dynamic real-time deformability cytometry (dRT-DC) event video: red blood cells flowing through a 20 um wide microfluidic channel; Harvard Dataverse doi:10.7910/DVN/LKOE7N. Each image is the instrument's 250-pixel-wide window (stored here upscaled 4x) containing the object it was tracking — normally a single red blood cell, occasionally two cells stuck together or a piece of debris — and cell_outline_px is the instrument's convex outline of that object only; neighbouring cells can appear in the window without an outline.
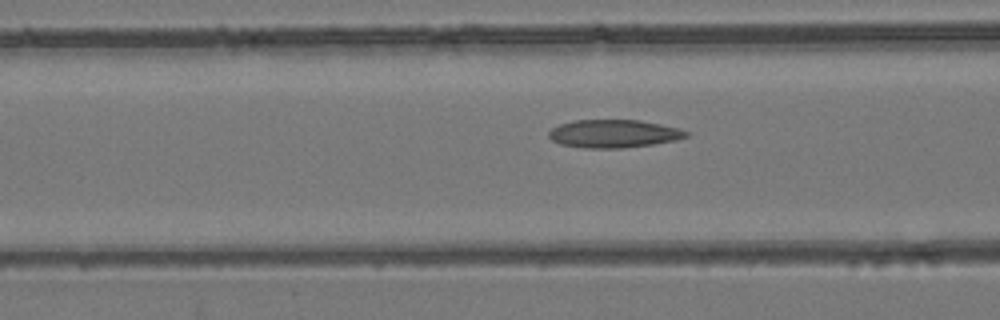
{"species": "common noctule bat (a hibernating species)", "species_latin": "Nyctalus noctula", "temperature_condition": "room temperature", "stored_images_in_passage": 40, "camera_frame_rate_fps": 3000, "um_per_image_px": 0.085, "animal": {"sex": "female", "body_mass_g": 24.6, "forearm_length_mm": 56.2}, "frame": {"image": 1, "passage_image": 14, "time_ms": 4.333, "image_size_px": [1000, 320], "cell_outline_px": [[688, 136], [676, 140], [652, 144], [624, 148], [584, 148], [560, 144], [552, 140], [548, 136], [548, 132], [552, 128], [560, 124], [576, 120], [640, 120], [680, 128], [688, 132]], "centroid_in_image_um": [52.16, 11.36], "position_along_channel_um": 114.4, "area_um2": 22.43}}
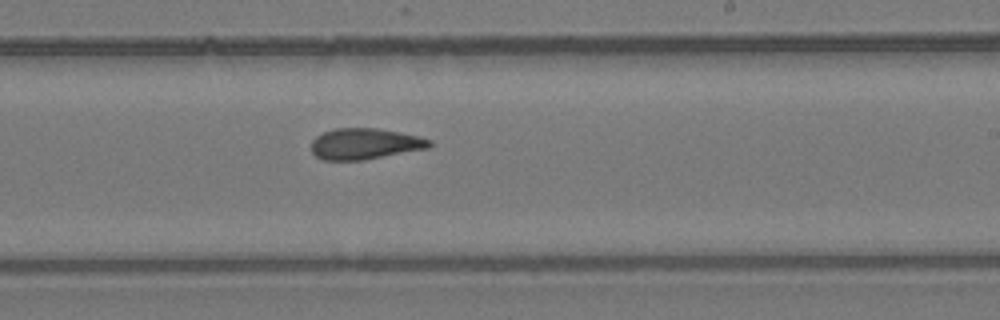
{"frame": {"image": 2, "passage_image": 25, "time_ms": 8.0, "image_size_px": [1000, 320], "cell_outline_px": [[432, 144], [428, 148], [364, 160], [324, 160], [316, 156], [312, 152], [312, 140], [316, 136], [324, 132], [336, 128], [376, 128], [400, 132], [420, 136], [432, 140]], "centroid_in_image_um": [31.03, 12.22], "position_along_channel_um": 258.0, "area_um2": 21.39}}
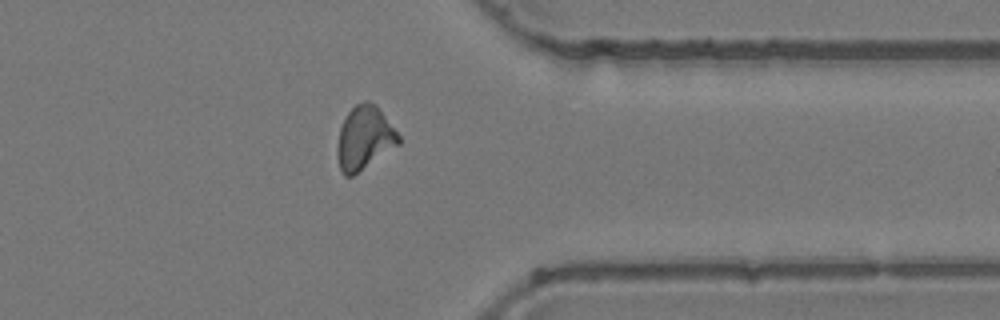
{"frame": {"image": 3, "passage_image": 35, "time_ms": 11.333, "image_size_px": [1000, 320], "cell_outline_px": [[400, 144], [352, 176], [344, 176], [340, 168], [336, 152], [336, 148], [340, 128], [348, 112], [356, 104], [364, 100], [368, 100], [376, 104], [400, 136]], "centroid_in_image_um": [30.97, 11.72], "position_along_channel_um": 380.4, "area_um2": 22.6}}